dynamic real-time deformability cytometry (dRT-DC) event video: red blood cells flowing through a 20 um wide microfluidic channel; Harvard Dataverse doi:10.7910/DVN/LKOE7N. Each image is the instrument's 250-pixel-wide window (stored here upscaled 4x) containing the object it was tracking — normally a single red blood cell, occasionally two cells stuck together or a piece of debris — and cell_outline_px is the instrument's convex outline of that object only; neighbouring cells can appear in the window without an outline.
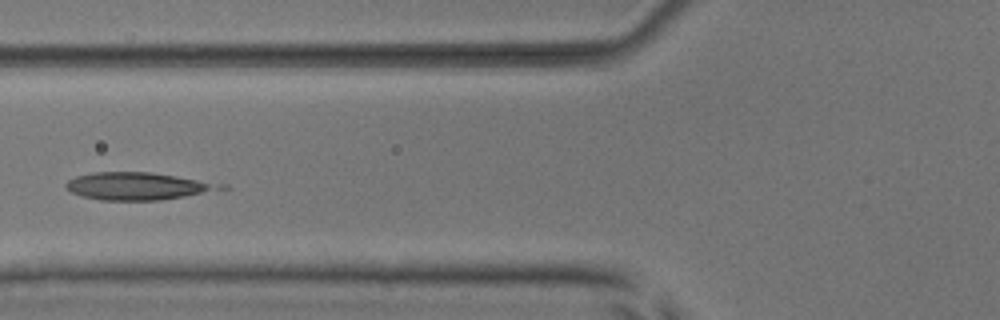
{"species": "common noctule bat (a hibernating species)", "species_latin": "Nyctalus noctula", "temperature_condition": "room temperature", "stored_images_in_passage": 7, "camera_frame_rate_fps": 3000, "um_per_image_px": 0.085, "animal": {"sex": "male", "body_mass_g": 17.9, "forearm_length_mm": 54.2}, "frame": {"image": 1, "passage_image": 6, "time_ms": 5.667, "image_size_px": [1000, 320], "cell_outline_px": [[208, 188], [200, 192], [184, 196], [160, 200], [100, 200], [84, 196], [72, 192], [64, 188], [64, 184], [68, 180], [76, 176], [92, 172], [152, 172], [196, 180], [208, 184]], "centroid_in_image_um": [11.3, 15.81], "position_along_channel_um": 114.5, "area_um2": 23.18}}
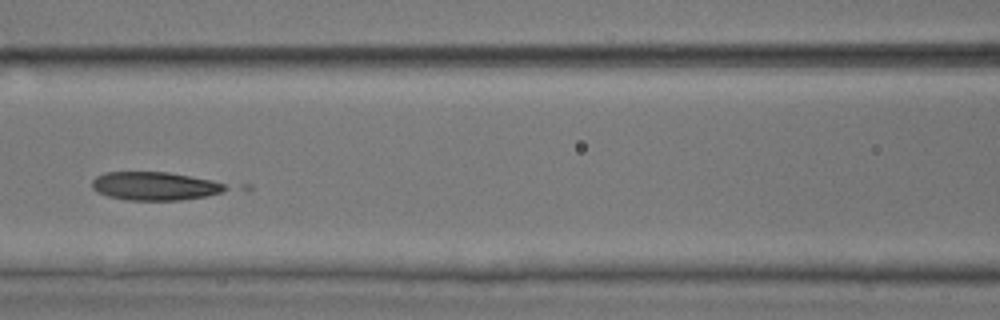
{"frame": {"image": 2, "passage_image": 7, "time_ms": 6.667, "image_size_px": [1000, 320], "cell_outline_px": [[228, 188], [220, 192], [204, 196], [180, 200], [128, 200], [108, 196], [92, 188], [92, 180], [96, 176], [104, 172], [168, 172], [212, 180], [224, 184]], "centroid_in_image_um": [13.12, 15.8], "position_along_channel_um": 153.5, "area_um2": 21.85}}